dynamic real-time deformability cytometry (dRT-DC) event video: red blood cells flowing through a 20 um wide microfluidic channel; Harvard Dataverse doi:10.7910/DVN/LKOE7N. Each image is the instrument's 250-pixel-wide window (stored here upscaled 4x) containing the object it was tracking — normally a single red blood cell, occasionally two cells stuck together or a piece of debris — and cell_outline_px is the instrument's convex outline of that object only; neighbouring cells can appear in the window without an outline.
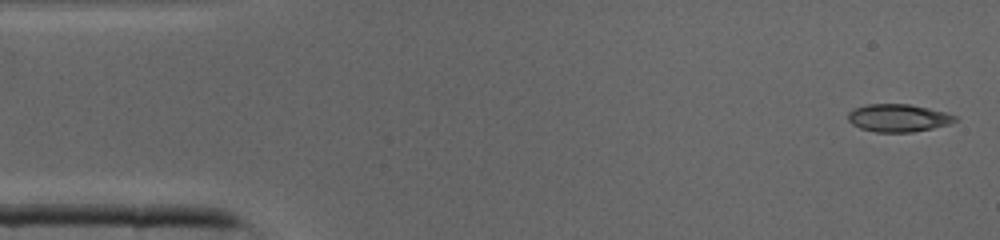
{"species": "common noctule bat (a hibernating species)", "species_latin": "Nyctalus noctula", "temperature_condition": "cold", "stored_images_in_passage": 40, "camera_frame_rate_fps": 3000, "um_per_image_px": 0.085, "animal": {"sex": "male", "body_mass_g": 19.0, "forearm_length_mm": 50.8}, "frame": {"image": 1, "passage_image": 1, "time_ms": 0.0, "image_size_px": [1000, 240], "cell_outline_px": [[956, 120], [948, 124], [932, 128], [912, 132], [876, 132], [860, 128], [852, 124], [848, 120], [848, 112], [852, 108], [868, 104], [908, 104], [928, 108], [944, 112], [956, 116]], "centroid_in_image_um": [76.3, 10.02], "position_along_channel_um": 8.7, "area_um2": 17.17}}
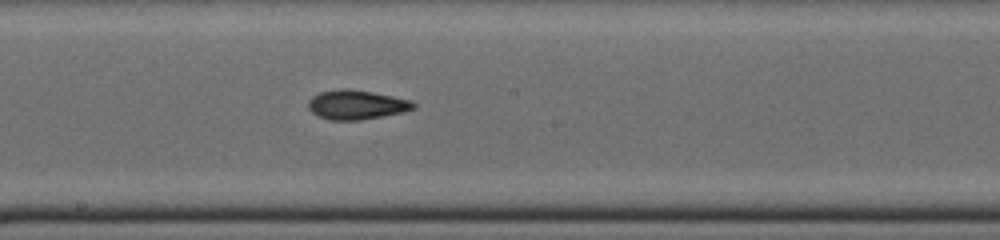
{"frame": {"image": 2, "passage_image": 21, "time_ms": 6.667, "image_size_px": [1000, 240], "cell_outline_px": [[416, 108], [404, 112], [360, 120], [328, 120], [316, 116], [308, 108], [308, 100], [312, 96], [320, 92], [344, 88], [372, 92], [412, 100], [416, 104]], "centroid_in_image_um": [30.29, 8.91], "position_along_channel_um": 217.9, "area_um2": 18.09}}
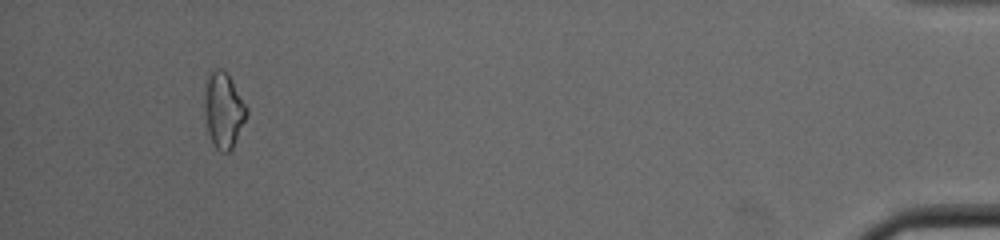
{"frame": {"image": 3, "passage_image": 38, "time_ms": 12.333, "image_size_px": [1000, 240], "cell_outline_px": [[248, 112], [232, 148], [228, 152], [220, 152], [212, 144], [208, 132], [204, 104], [204, 92], [208, 72], [216, 68], [220, 68], [232, 80], [248, 108]], "centroid_in_image_um": [18.98, 9.35], "position_along_channel_um": 416.2, "area_um2": 18.44}}